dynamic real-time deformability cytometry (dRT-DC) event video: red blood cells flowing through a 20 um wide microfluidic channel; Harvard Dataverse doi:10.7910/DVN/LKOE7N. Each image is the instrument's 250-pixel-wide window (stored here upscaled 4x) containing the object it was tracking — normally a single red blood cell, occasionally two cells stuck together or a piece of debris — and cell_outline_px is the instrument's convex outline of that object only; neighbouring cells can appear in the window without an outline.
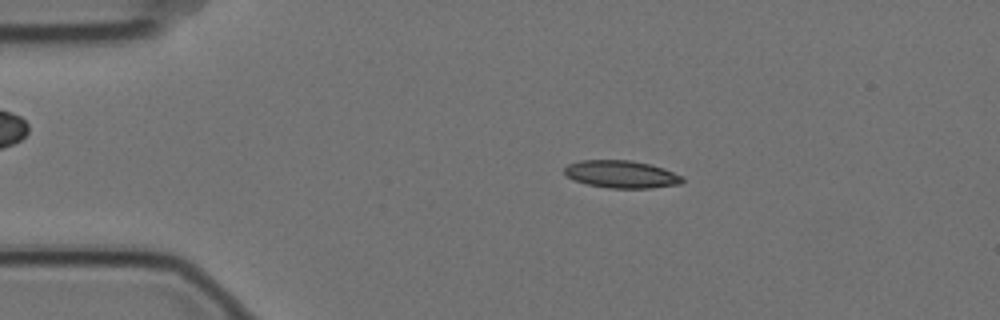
{"species": "Egyptian fruit bat (a non-hibernating species)", "species_latin": "Rousettus aegyptiacus", "temperature_condition": "cold", "stored_images_in_passage": 5, "camera_frame_rate_fps": 3000, "um_per_image_px": 0.085, "animal": {"sex": "female"}, "frame": {"image": 1, "passage_image": 3, "time_ms": 0.667, "image_size_px": [1000, 320], "cell_outline_px": [[684, 180], [680, 184], [652, 188], [608, 188], [588, 184], [576, 180], [568, 176], [564, 172], [564, 168], [568, 164], [580, 160], [632, 160], [664, 168], [684, 176]], "centroid_in_image_um": [52.85, 14.81], "position_along_channel_um": 32.1, "area_um2": 18.9}}
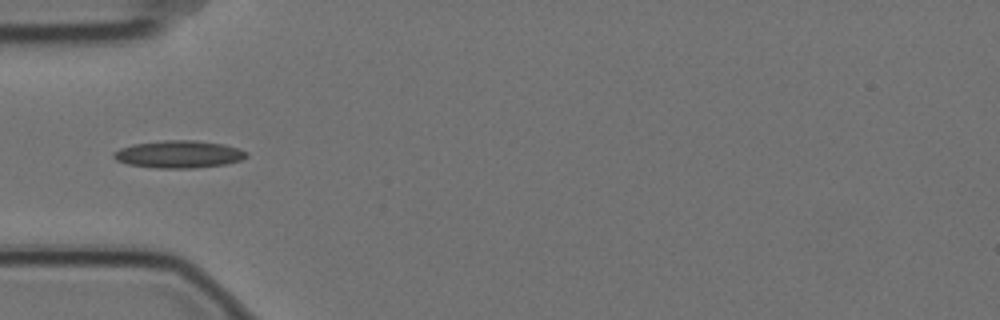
{"frame": {"image": 2, "passage_image": 5, "time_ms": 1.333, "image_size_px": [1000, 320], "cell_outline_px": [[248, 156], [240, 160], [224, 164], [192, 168], [156, 168], [128, 164], [116, 160], [112, 156], [112, 152], [120, 148], [132, 144], [164, 140], [196, 140], [224, 144], [248, 152]], "centroid_in_image_um": [15.16, 13.1], "position_along_channel_um": 69.8, "area_um2": 21.21}}